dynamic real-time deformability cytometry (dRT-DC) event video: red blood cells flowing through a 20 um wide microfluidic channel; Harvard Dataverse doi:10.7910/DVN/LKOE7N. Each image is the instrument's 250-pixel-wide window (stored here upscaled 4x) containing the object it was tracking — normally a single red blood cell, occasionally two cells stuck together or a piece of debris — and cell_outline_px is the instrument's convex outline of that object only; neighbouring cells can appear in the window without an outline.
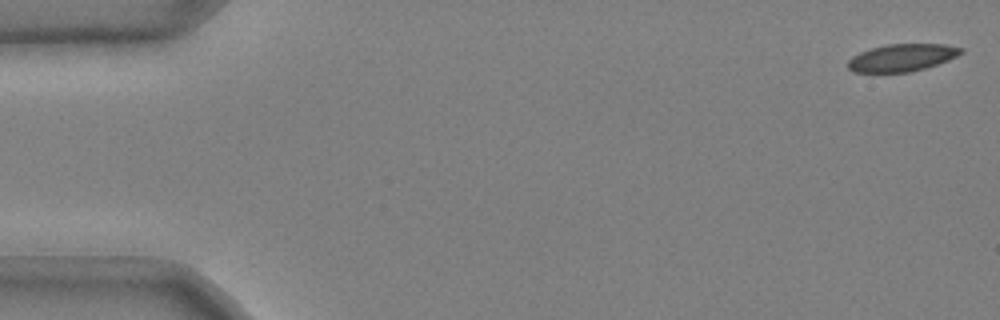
{"species": "common noctule bat (a hibernating species)", "species_latin": "Nyctalus noctula", "temperature_condition": "cold", "stored_images_in_passage": 47, "camera_frame_rate_fps": 3000, "um_per_image_px": 0.085, "animal": {"sex": "male", "body_mass_g": 20.4}, "frame": {"image": 1, "passage_image": 1, "time_ms": 0.0, "image_size_px": [1000, 320], "cell_outline_px": [[964, 52], [948, 60], [924, 68], [908, 72], [852, 72], [848, 68], [848, 60], [852, 56], [860, 52], [872, 48], [888, 44], [944, 44], [964, 48]], "centroid_in_image_um": [76.66, 4.89], "position_along_channel_um": 8.3, "area_um2": 17.92}}
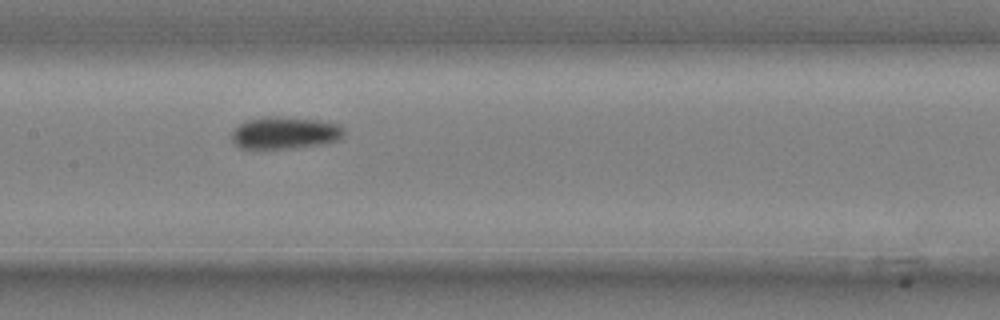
{"frame": {"image": 2, "passage_image": 26, "time_ms": 8.333, "image_size_px": [1000, 320], "cell_outline_px": [[344, 136], [340, 140], [324, 144], [296, 148], [240, 148], [232, 140], [232, 132], [240, 124], [248, 120], [260, 116], [280, 116], [320, 120], [340, 124], [344, 128]], "centroid_in_image_um": [24.28, 11.28], "position_along_channel_um": 183.1, "area_um2": 21.33}}
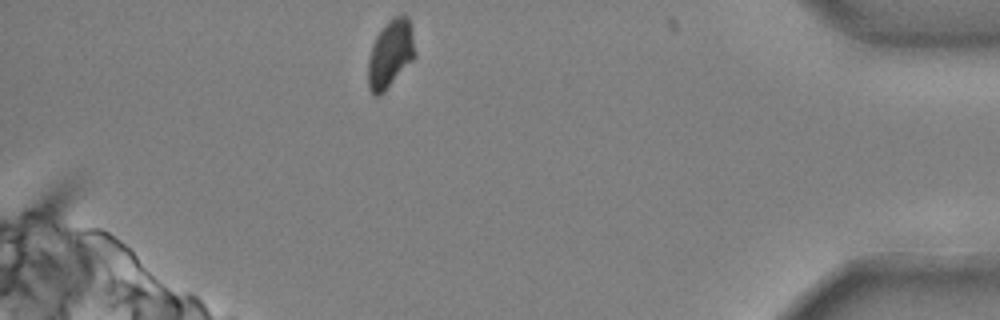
{"frame": {"image": 3, "passage_image": 47, "time_ms": 15.333, "image_size_px": [1000, 320], "cell_outline_px": [[416, 56], [384, 92], [380, 96], [372, 96], [368, 88], [368, 60], [372, 44], [376, 36], [388, 20], [392, 16], [408, 16], [416, 52]], "centroid_in_image_um": [33.16, 4.61], "position_along_channel_um": 402.0, "area_um2": 18.61}, "authors_computed_cell_mechanics": {"area_um2": 19.9988, "velocity_mm_per_s": 3.6871, "shape_relaxation_time_tau1_ms": 4.6633, "shape_relaxation_time_tau2_ms": null, "deformation_change_tau1": 0.1596, "deformation_change_tau2": null}}